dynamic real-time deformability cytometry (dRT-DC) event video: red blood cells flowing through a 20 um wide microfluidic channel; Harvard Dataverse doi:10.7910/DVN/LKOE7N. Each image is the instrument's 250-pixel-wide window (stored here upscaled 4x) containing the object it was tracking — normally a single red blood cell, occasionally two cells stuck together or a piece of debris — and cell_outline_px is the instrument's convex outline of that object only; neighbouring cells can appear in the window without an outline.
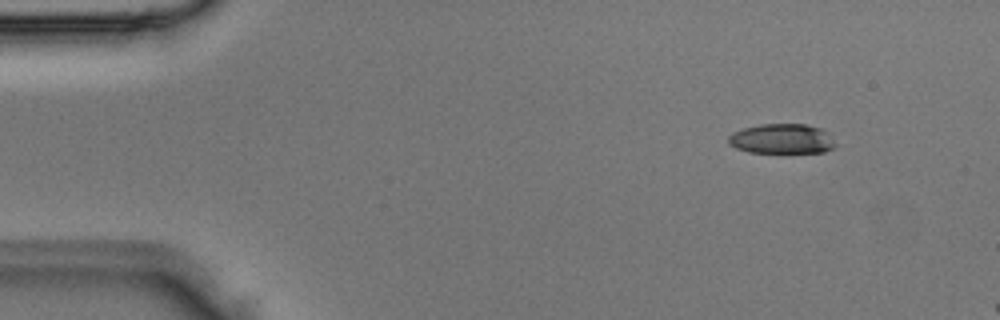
{"species": "Egyptian fruit bat (a non-hibernating species)", "species_latin": "Rousettus aegyptiacus", "temperature_condition": "room temperature", "stored_images_in_passage": 3, "segment_of_instrument_passage": [2, 2], "camera_frame_rate_fps": 3000, "um_per_image_px": 0.085, "animal": {"sex": "male"}, "frame": {"image": 1, "passage_image": 3, "time_ms": 0.667, "image_size_px": [1000, 320], "cell_outline_px": [[836, 144], [832, 148], [824, 152], [748, 152], [736, 148], [728, 144], [728, 136], [732, 132], [744, 128], [760, 124], [804, 124], [820, 128]], "centroid_in_image_um": [66.39, 11.8], "position_along_channel_um": 18.6, "area_um2": 18.38}}